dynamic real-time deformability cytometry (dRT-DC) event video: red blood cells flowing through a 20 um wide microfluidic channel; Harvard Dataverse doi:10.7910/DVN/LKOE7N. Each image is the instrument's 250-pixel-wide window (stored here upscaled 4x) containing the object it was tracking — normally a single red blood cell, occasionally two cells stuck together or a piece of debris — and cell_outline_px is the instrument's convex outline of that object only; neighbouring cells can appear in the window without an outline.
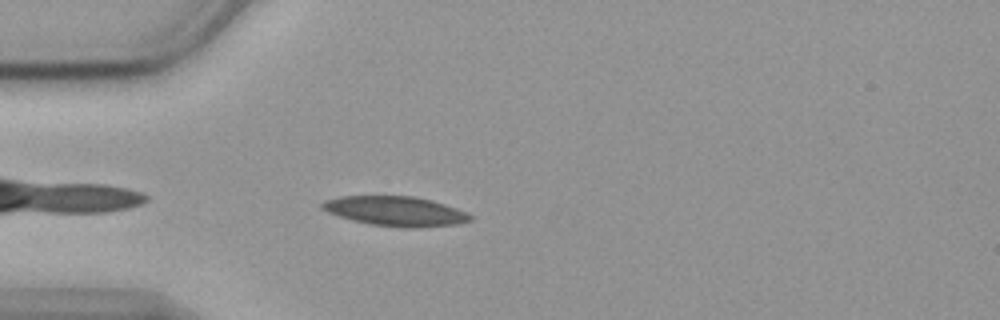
{"species": "common noctule bat (a hibernating species)", "species_latin": "Nyctalus noctula", "temperature_condition": "cold", "stored_images_in_passage": 36, "camera_frame_rate_fps": 3000, "um_per_image_px": 0.085, "animal": {"sex": "female", "body_mass_g": 19.9}, "frame": {"image": 1, "passage_image": 3, "time_ms": 0.667, "image_size_px": [1000, 320], "cell_outline_px": [[472, 220], [456, 224], [420, 228], [404, 228], [368, 224], [352, 220], [328, 212], [320, 208], [320, 204], [324, 200], [340, 196], [412, 196], [432, 200], [456, 208], [472, 216]], "centroid_in_image_um": [33.59, 17.95], "position_along_channel_um": 51.4, "area_um2": 25.66}}
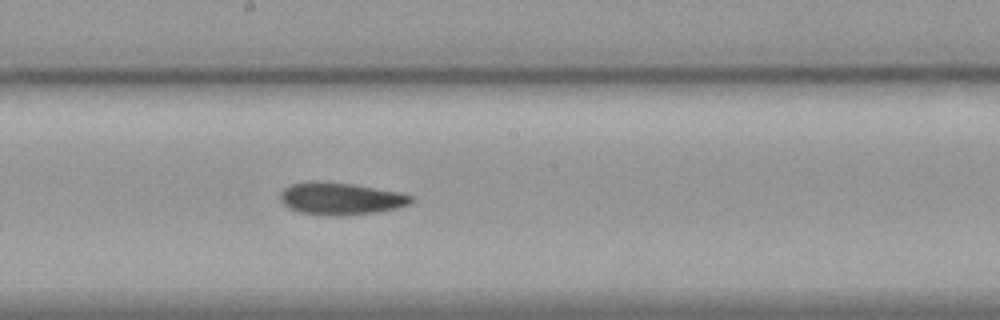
{"frame": {"image": 2, "passage_image": 18, "time_ms": 5.667, "image_size_px": [1000, 320], "cell_outline_px": [[412, 200], [408, 204], [396, 208], [376, 212], [340, 216], [320, 216], [300, 212], [288, 208], [280, 200], [280, 192], [284, 188], [292, 184], [312, 180], [316, 180], [352, 184], [400, 192], [412, 196]], "centroid_in_image_um": [28.9, 16.88], "position_along_channel_um": 219.3, "area_um2": 24.74}}
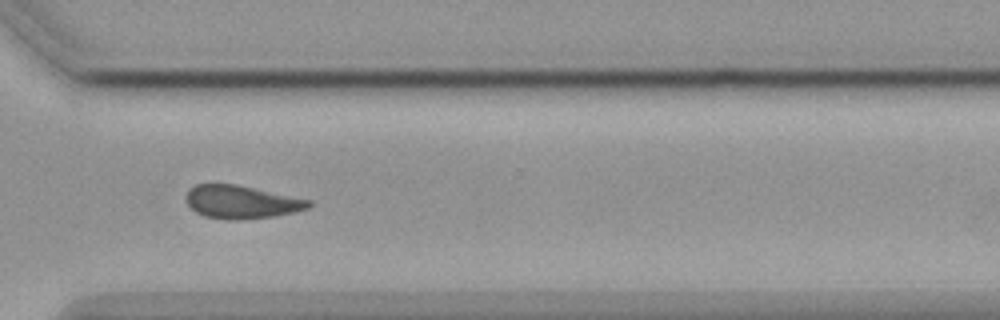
{"frame": {"image": 3, "passage_image": 29, "time_ms": 9.333, "image_size_px": [1000, 320], "cell_outline_px": [[312, 204], [308, 208], [296, 212], [272, 216], [240, 220], [224, 220], [204, 216], [196, 212], [188, 204], [184, 196], [188, 188], [196, 184], [236, 184], [312, 200]], "centroid_in_image_um": [20.5, 17.17], "position_along_channel_um": 350.1, "area_um2": 23.87}, "authors_computed_cell_mechanics": {"area_um2": 24.4205, "velocity_mm_per_s": 3.5661, "shape_relaxation_time_tau1_ms": 7.0692, "shape_relaxation_time_tau2_ms": 5.9115, "deformation_change_tau1": 0.0951, "deformation_change_tau2": 0.1291}}